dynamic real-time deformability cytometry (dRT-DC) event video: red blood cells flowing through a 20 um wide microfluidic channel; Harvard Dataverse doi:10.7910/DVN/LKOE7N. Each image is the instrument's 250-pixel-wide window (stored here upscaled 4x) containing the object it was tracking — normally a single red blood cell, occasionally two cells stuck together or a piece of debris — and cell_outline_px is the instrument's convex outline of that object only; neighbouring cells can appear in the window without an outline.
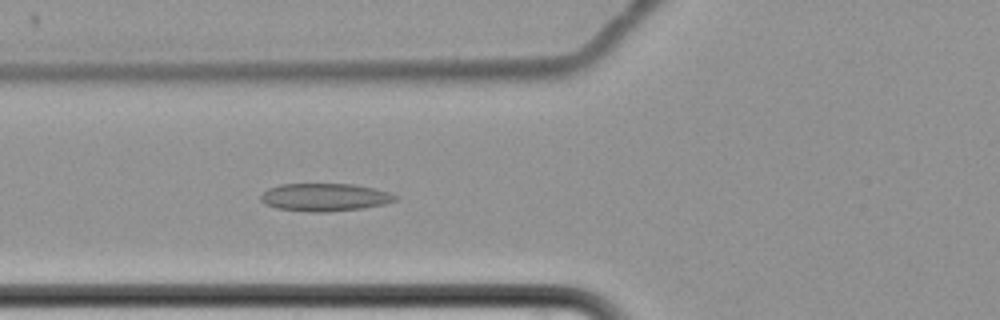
{"species": "common noctule bat (a hibernating species)", "species_latin": "Nyctalus noctula", "temperature_condition": "cold", "stored_images_in_passage": 7, "camera_frame_rate_fps": 3000, "um_per_image_px": 0.085, "animal": {"sex": "female", "body_mass_g": 22.7, "forearm_length_mm": 54.2}, "frame": {"image": 1, "passage_image": 7, "time_ms": 8.333, "image_size_px": [1000, 320], "cell_outline_px": [[400, 196], [396, 200], [384, 204], [360, 208], [328, 212], [308, 212], [276, 208], [264, 204], [260, 200], [260, 196], [268, 188], [280, 184], [352, 184], [372, 188], [388, 192]], "centroid_in_image_um": [27.57, 16.77], "position_along_channel_um": 98.2, "area_um2": 21.79}}